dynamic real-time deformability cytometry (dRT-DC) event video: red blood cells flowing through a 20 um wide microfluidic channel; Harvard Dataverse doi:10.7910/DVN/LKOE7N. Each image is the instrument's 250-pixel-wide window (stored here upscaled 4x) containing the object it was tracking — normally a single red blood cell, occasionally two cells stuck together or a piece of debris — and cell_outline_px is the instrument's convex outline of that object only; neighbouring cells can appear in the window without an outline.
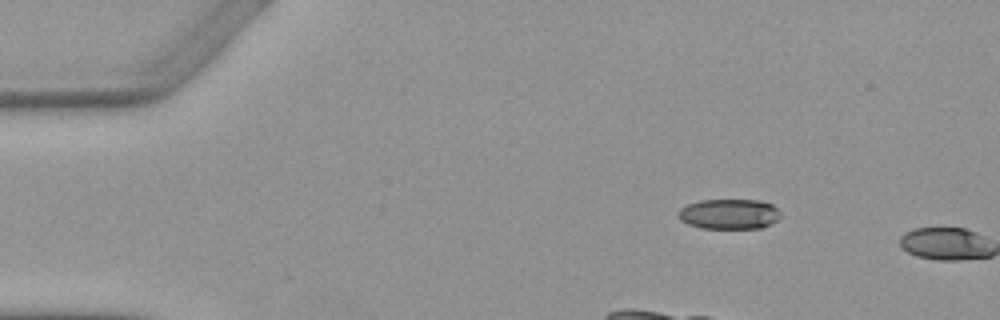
{"species": "Egyptian fruit bat (a non-hibernating species)", "species_latin": "Rousettus aegyptiacus", "temperature_condition": "warm", "stored_images_in_passage": 2, "camera_frame_rate_fps": 3000, "um_per_image_px": 0.085, "animal": {"sex": "female"}, "frame": {"image": 1, "passage_image": 1, "time_ms": 0.0, "image_size_px": [1000, 320], "cell_outline_px": [[780, 216], [776, 220], [760, 228], [700, 228], [688, 224], [680, 220], [680, 208], [688, 204], [700, 200], [760, 200], [772, 204], [780, 212]], "centroid_in_image_um": [61.98, 18.18], "position_along_channel_um": 23.0, "area_um2": 17.8}}